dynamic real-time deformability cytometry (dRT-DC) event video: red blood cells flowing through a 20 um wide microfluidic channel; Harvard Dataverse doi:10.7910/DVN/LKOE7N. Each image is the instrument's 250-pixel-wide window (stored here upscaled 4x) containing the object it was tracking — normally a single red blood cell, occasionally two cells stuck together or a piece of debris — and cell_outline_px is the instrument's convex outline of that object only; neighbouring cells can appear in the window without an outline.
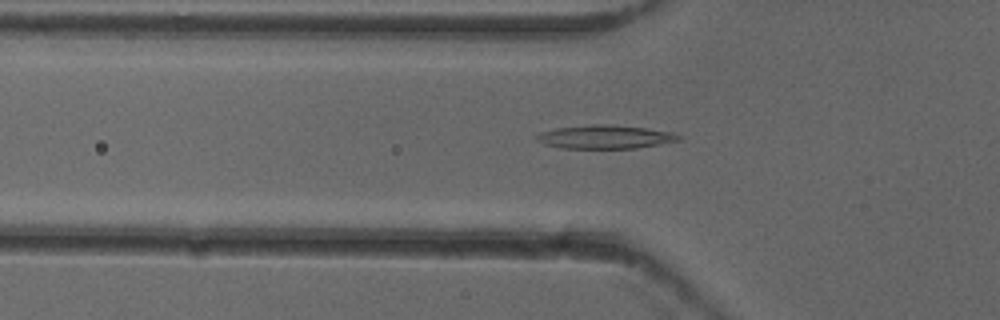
{"species": "common noctule bat (a hibernating species)", "species_latin": "Nyctalus noctula", "temperature_condition": "cold", "stored_images_in_passage": 39, "camera_frame_rate_fps": 3000, "um_per_image_px": 0.085, "animal": {"sex": "female"}, "frame": {"image": 1, "passage_image": 4, "time_ms": 1.0, "image_size_px": [1000, 320], "cell_outline_px": [[684, 136], [680, 140], [636, 148], [560, 148], [544, 144], [536, 140], [536, 136], [540, 132], [556, 128], [596, 124], [608, 124], [644, 128], [672, 132]], "centroid_in_image_um": [51.43, 11.64], "position_along_channel_um": 74.4, "area_um2": 19.36}}
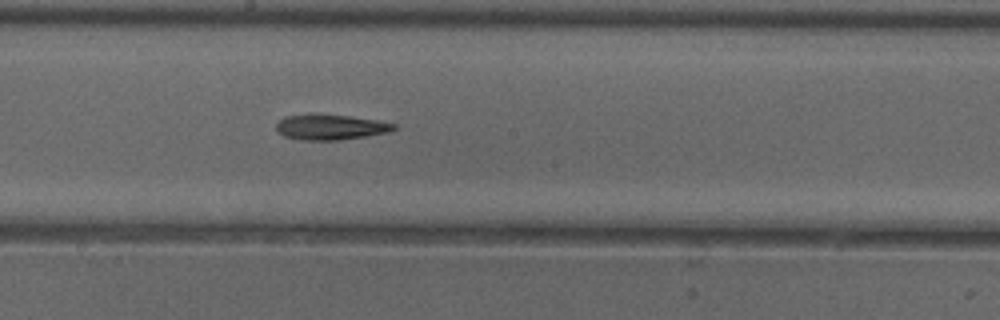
{"frame": {"image": 2, "passage_image": 15, "time_ms": 4.667, "image_size_px": [1000, 320], "cell_outline_px": [[396, 128], [388, 132], [368, 136], [340, 140], [300, 140], [284, 136], [276, 132], [276, 124], [284, 116], [348, 116], [376, 120], [396, 124]], "centroid_in_image_um": [28.1, 10.84], "position_along_channel_um": 220.1, "area_um2": 16.88}}
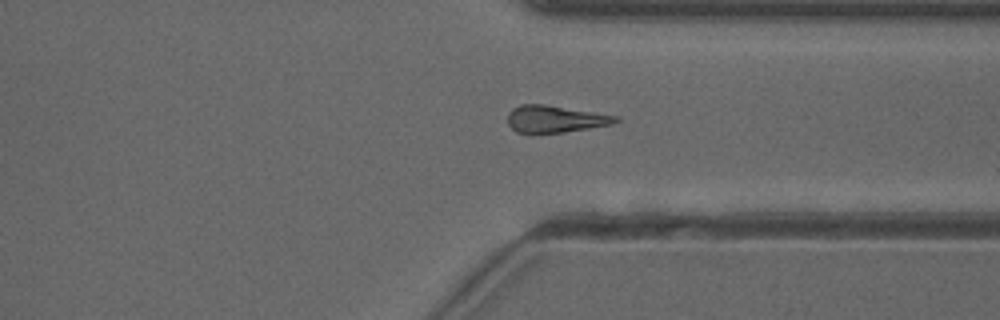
{"frame": {"image": 3, "passage_image": 26, "time_ms": 8.333, "image_size_px": [1000, 320], "cell_outline_px": [[620, 120], [612, 124], [564, 132], [532, 136], [528, 136], [516, 132], [508, 124], [508, 112], [512, 108], [520, 104], [544, 104], [620, 116]], "centroid_in_image_um": [47.13, 10.15], "position_along_channel_um": 364.3, "area_um2": 17.63}}